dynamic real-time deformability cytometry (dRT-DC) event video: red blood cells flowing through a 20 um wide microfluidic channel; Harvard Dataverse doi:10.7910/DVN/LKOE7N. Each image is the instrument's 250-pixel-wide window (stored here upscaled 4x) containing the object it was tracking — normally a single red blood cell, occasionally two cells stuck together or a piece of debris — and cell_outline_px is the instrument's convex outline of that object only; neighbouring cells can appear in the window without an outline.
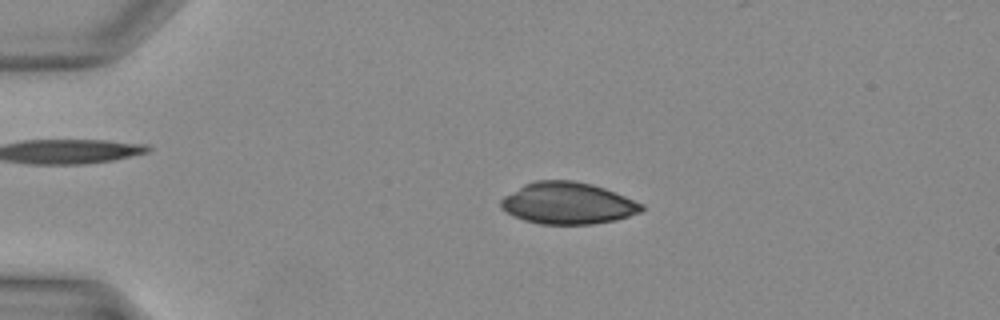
{"species": "Egyptian fruit bat (a non-hibernating species)", "species_latin": "Rousettus aegyptiacus", "temperature_condition": "warm", "stored_images_in_passage": 35, "camera_frame_rate_fps": 3000, "um_per_image_px": 0.085, "animal": {"sex": "female"}, "frame": {"image": 1, "passage_image": 8, "time_ms": 2.333, "image_size_px": [1000, 320], "cell_outline_px": [[644, 208], [640, 212], [628, 216], [612, 220], [592, 224], [540, 224], [524, 220], [500, 208], [500, 200], [504, 196], [524, 184], [536, 180], [572, 180], [592, 184], [604, 188], [644, 204]], "centroid_in_image_um": [48.24, 17.27], "position_along_channel_um": 36.8, "area_um2": 33.99}}
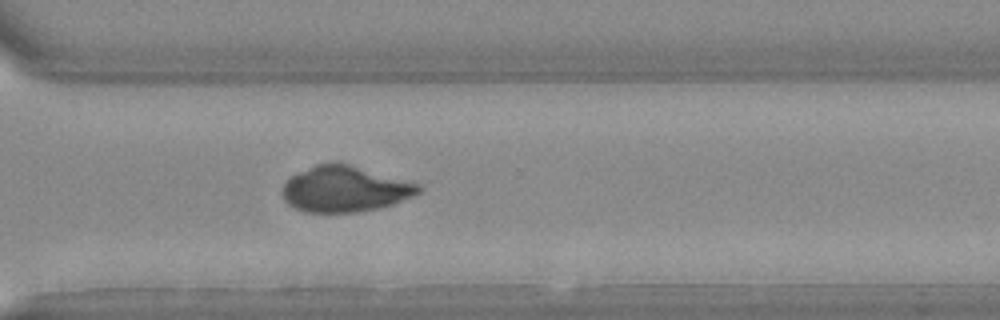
{"frame": {"image": 2, "passage_image": 28, "time_ms": 9.0, "image_size_px": [1000, 320], "cell_outline_px": [[424, 188], [420, 192], [412, 196], [392, 204], [380, 208], [356, 212], [304, 212], [292, 208], [284, 200], [280, 192], [284, 184], [292, 176], [316, 164], [332, 160], [348, 164], [420, 184]], "centroid_in_image_um": [29.28, 16.07], "position_along_channel_um": 341.3, "area_um2": 36.53}}
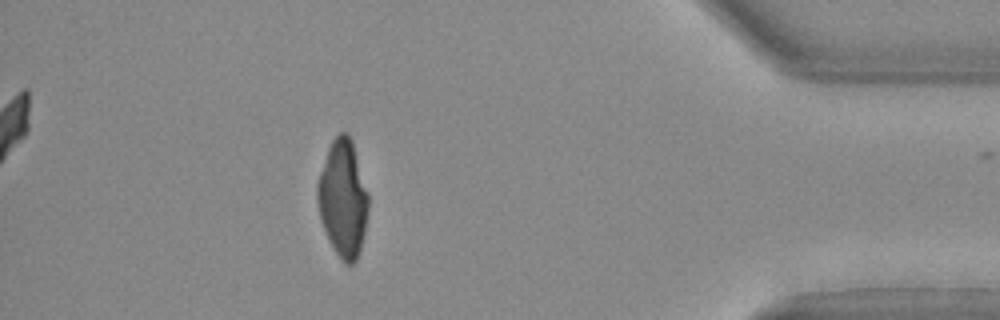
{"frame": {"image": 3, "passage_image": 34, "time_ms": 11.0, "image_size_px": [1000, 320], "cell_outline_px": [[368, 208], [364, 232], [360, 248], [356, 260], [352, 264], [348, 264], [336, 252], [324, 228], [320, 216], [316, 200], [316, 184], [328, 148], [332, 140], [340, 132], [348, 132], [352, 140], [368, 192]], "centroid_in_image_um": [29.14, 16.81], "position_along_channel_um": 406.1, "area_um2": 34.28}}